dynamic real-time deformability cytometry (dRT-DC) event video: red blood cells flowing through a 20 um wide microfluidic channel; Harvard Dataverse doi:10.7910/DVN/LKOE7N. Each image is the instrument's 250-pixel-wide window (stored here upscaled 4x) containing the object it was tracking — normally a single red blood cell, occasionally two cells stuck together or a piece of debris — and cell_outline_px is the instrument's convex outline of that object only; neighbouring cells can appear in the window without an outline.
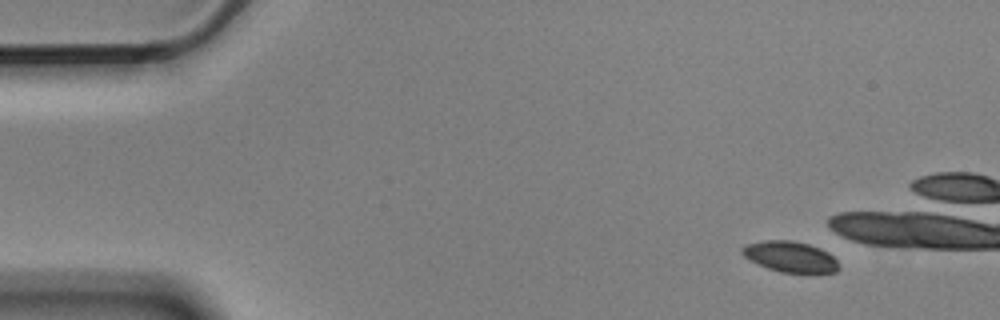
{"species": "Egyptian fruit bat (a non-hibernating species)", "species_latin": "Rousettus aegyptiacus", "temperature_condition": "cold", "stored_images_in_passage": 4, "camera_frame_rate_fps": 3000, "um_per_image_px": 0.085, "animal": {"sex": "male"}, "frame": {"image": 1, "passage_image": 1, "time_ms": 0.0, "image_size_px": [1000, 320], "cell_outline_px": [[840, 268], [836, 272], [780, 272], [768, 268], [748, 260], [740, 252], [740, 248], [744, 244], [764, 240], [792, 240], [808, 244], [820, 248], [828, 252], [836, 260]], "centroid_in_image_um": [67.12, 21.8], "position_along_channel_um": 17.9, "area_um2": 17.4}}